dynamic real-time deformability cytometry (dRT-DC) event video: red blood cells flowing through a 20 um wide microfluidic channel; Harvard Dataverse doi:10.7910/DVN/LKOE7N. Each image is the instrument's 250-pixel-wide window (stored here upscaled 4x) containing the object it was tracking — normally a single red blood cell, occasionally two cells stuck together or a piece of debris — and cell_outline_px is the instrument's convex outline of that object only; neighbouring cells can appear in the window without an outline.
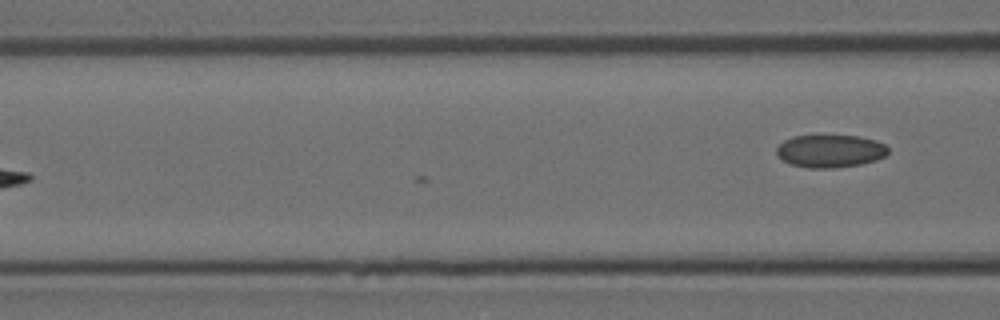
{"species": "Egyptian fruit bat (a non-hibernating species)", "species_latin": "Rousettus aegyptiacus", "temperature_condition": "room temperature", "stored_images_in_passage": 7, "camera_frame_rate_fps": 3000, "um_per_image_px": 0.085, "animal": {"sex": "female"}, "frame": {"image": 1, "passage_image": 7, "time_ms": 2.0, "image_size_px": [1000, 320], "cell_outline_px": [[888, 152], [884, 156], [876, 160], [860, 164], [836, 168], [808, 168], [792, 164], [784, 160], [776, 152], [776, 148], [784, 140], [792, 136], [860, 136], [876, 140], [884, 144], [888, 148]], "centroid_in_image_um": [70.58, 12.84], "position_along_channel_um": 96.0, "area_um2": 21.15}}